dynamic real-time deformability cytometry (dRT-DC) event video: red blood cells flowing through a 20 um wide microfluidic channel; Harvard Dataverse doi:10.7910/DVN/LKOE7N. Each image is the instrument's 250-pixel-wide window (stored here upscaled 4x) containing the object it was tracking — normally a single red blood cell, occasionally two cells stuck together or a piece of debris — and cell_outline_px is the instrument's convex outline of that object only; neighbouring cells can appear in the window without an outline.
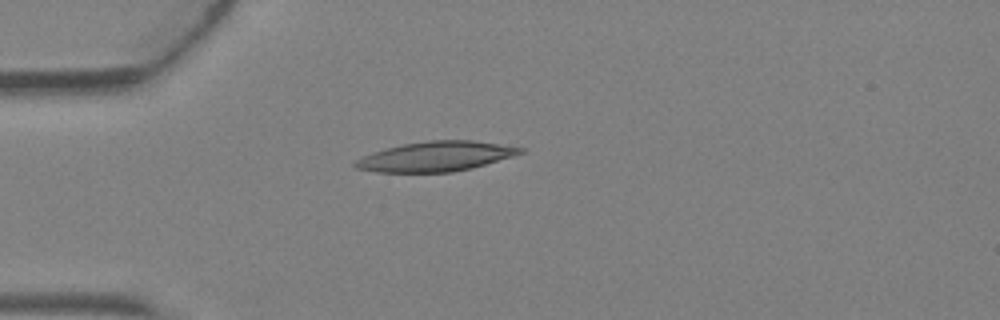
{"species": "Egyptian fruit bat (a non-hibernating species)", "species_latin": "Rousettus aegyptiacus", "temperature_condition": "warm", "stored_images_in_passage": 1, "camera_frame_rate_fps": 3000, "um_per_image_px": 0.085, "animal": {"sex": "female"}, "frame": {"image": 1, "passage_image": 1, "time_ms": 0.0, "image_size_px": [1000, 320], "cell_outline_px": [[524, 152], [512, 156], [472, 168], [452, 172], [376, 172], [356, 168], [352, 164], [356, 160], [364, 156], [388, 148], [404, 144], [432, 140], [472, 140], [524, 148]], "centroid_in_image_um": [37.05, 13.3], "position_along_channel_um": 48.0, "area_um2": 28.21}}